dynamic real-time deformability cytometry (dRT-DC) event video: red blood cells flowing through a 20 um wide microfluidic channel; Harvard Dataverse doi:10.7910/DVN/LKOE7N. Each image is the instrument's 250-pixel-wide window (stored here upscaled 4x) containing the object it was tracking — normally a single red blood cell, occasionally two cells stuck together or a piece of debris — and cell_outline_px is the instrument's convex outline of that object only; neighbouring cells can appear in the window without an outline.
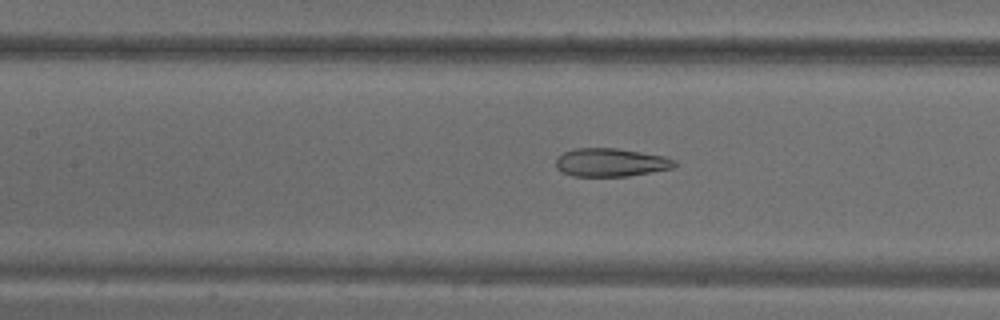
{"species": "common noctule bat (a hibernating species)", "species_latin": "Nyctalus noctula", "temperature_condition": "warm", "stored_images_in_passage": 22, "camera_frame_rate_fps": 3000, "um_per_image_px": 0.085, "animal": {"sex": "male", "body_mass_g": 18.8}, "frame": {"image": 1, "passage_image": 7, "time_ms": 2.0, "image_size_px": [1000, 320], "cell_outline_px": [[664, 168], [616, 176], [584, 176], [568, 172], [560, 168], [568, 152], [596, 148], [632, 152], [652, 156]], "centroid_in_image_um": [51.66, 13.83], "position_along_channel_um": 155.7, "area_um2": 15.37}}
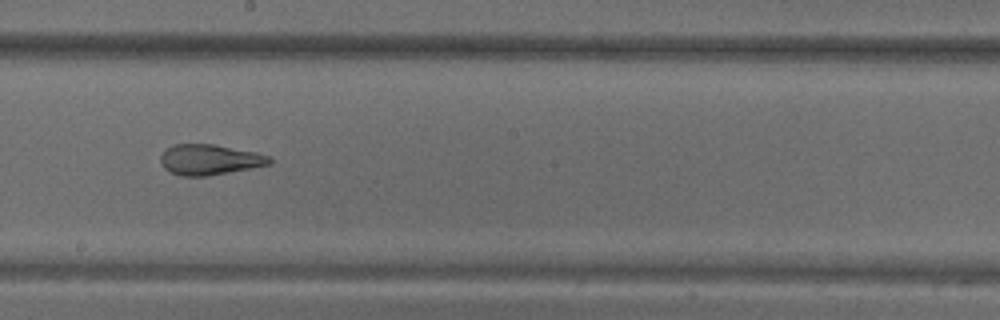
{"frame": {"image": 2, "passage_image": 13, "time_ms": 4.0, "image_size_px": [1000, 320], "cell_outline_px": [[268, 160], [260, 164], [220, 172], [176, 172], [168, 168], [164, 164], [184, 144], [200, 144], [224, 148], [240, 152]], "centroid_in_image_um": [17.81, 13.55], "position_along_channel_um": 230.4, "area_um2": 14.1}}
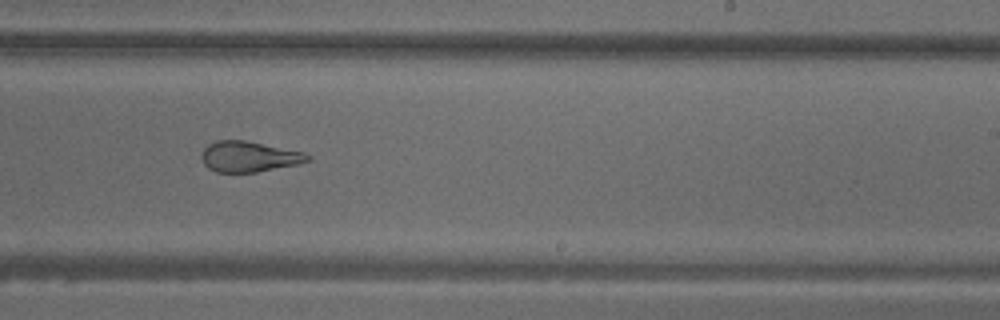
{"frame": {"image": 3, "passage_image": 16, "time_ms": 5.0, "image_size_px": [1000, 320], "cell_outline_px": [[300, 160], [288, 164], [252, 172], [224, 172], [212, 168], [208, 164], [204, 156], [204, 152], [212, 144], [228, 140], [232, 140], [256, 144], [296, 152]], "centroid_in_image_um": [20.95, 13.33], "position_along_channel_um": 268.0, "area_um2": 15.78}}